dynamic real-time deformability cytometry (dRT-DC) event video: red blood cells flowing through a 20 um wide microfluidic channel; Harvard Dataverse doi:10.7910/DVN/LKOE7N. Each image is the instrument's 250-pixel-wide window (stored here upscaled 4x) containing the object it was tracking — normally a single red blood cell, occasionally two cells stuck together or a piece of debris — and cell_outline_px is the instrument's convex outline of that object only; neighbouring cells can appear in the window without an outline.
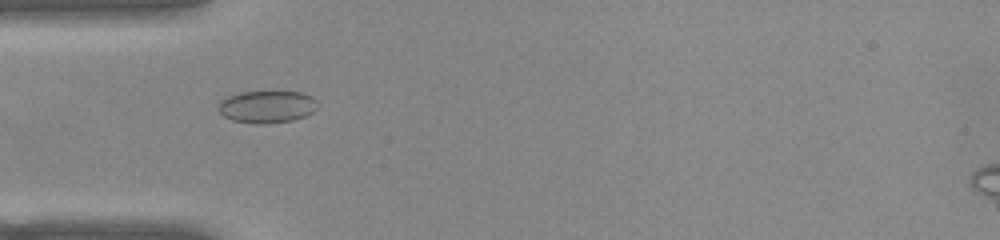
{"species": "common noctule bat (a hibernating species)", "species_latin": "Nyctalus noctula", "temperature_condition": "warm", "stored_images_in_passage": 39, "camera_frame_rate_fps": 3000, "um_per_image_px": 0.085, "animal": {"sex": "female", "body_mass_g": 22.0, "forearm_length_mm": 56.7}, "frame": {"image": 1, "passage_image": 3, "time_ms": 0.667, "image_size_px": [1000, 240], "cell_outline_px": [[316, 108], [312, 112], [304, 116], [292, 120], [268, 124], [256, 124], [232, 120], [224, 116], [220, 112], [220, 100], [228, 96], [240, 92], [300, 92], [312, 96], [316, 100]], "centroid_in_image_um": [22.69, 9.08], "position_along_channel_um": 62.3, "area_um2": 18.5}}
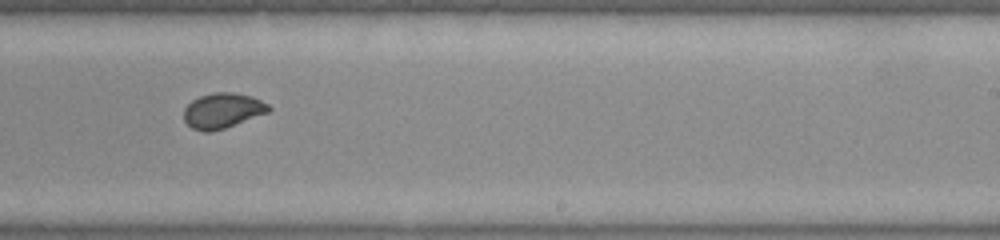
{"frame": {"image": 2, "passage_image": 19, "time_ms": 6.0, "image_size_px": [1000, 240], "cell_outline_px": [[272, 108], [268, 112], [224, 128], [212, 132], [204, 132], [192, 128], [184, 120], [184, 108], [192, 100], [200, 96], [212, 92], [232, 92], [252, 96], [268, 104]], "centroid_in_image_um": [18.9, 9.39], "position_along_channel_um": 270.1, "area_um2": 17.34}}
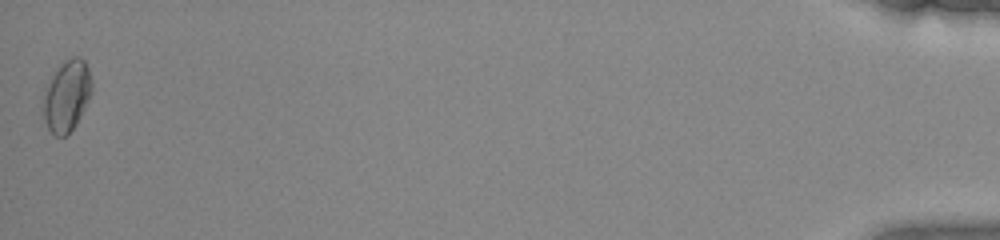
{"frame": {"image": 3, "passage_image": 39, "time_ms": 12.667, "image_size_px": [1000, 240], "cell_outline_px": [[92, 92], [76, 124], [64, 136], [56, 136], [48, 128], [44, 120], [44, 96], [48, 84], [52, 76], [60, 64], [64, 60], [72, 56], [80, 56], [84, 60], [88, 68], [92, 84]], "centroid_in_image_um": [5.7, 8.11], "position_along_channel_um": 429.5, "area_um2": 19.77}, "authors_computed_cell_mechanics": {"area_um2": 17.629, "velocity_mm_per_s": 3.9134, "shape_relaxation_time_tau1_ms": 7.1308, "shape_relaxation_time_tau2_ms": null, "deformation_change_tau1": 0.137, "deformation_change_tau2": null}}